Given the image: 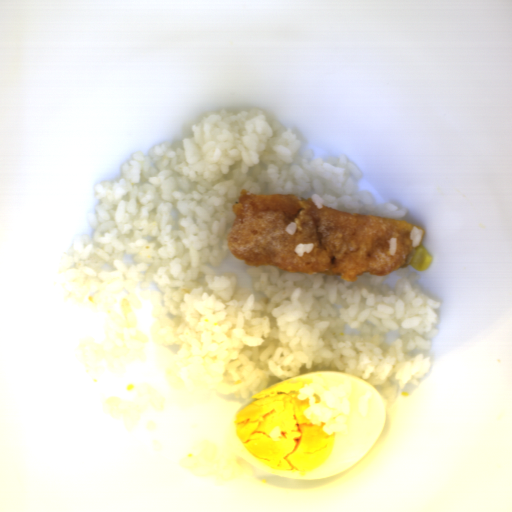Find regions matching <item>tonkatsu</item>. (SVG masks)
I'll list each match as a JSON object with an SVG mask.
<instances>
[{"label": "tonkatsu", "mask_w": 512, "mask_h": 512, "mask_svg": "<svg viewBox=\"0 0 512 512\" xmlns=\"http://www.w3.org/2000/svg\"><path fill=\"white\" fill-rule=\"evenodd\" d=\"M235 218L226 241L245 265L286 272L390 276L407 266L423 241L416 224L377 215L340 211L295 193L254 194L242 188L231 206Z\"/></svg>", "instance_id": "obj_1"}]
</instances>
